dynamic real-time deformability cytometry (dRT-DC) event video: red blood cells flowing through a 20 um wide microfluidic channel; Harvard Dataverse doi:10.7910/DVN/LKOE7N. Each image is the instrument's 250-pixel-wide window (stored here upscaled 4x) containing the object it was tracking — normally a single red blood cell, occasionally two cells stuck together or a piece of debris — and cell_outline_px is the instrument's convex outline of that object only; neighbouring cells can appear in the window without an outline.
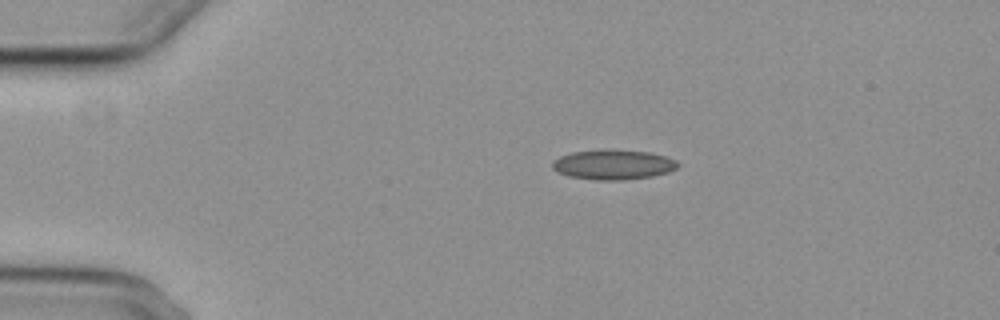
{"species": "common noctule bat (a hibernating species)", "species_latin": "Nyctalus noctula", "temperature_condition": "cold", "stored_images_in_passage": 3, "camera_frame_rate_fps": 3000, "um_per_image_px": 0.085, "animal": {"sex": "female", "body_mass_g": 29.2, "forearm_length_mm": 56.3}, "frame": {"image": 1, "passage_image": 2, "time_ms": 2.0, "image_size_px": [1000, 320], "cell_outline_px": [[680, 164], [676, 168], [668, 172], [652, 176], [620, 180], [596, 180], [568, 176], [556, 172], [552, 168], [552, 160], [560, 156], [572, 152], [648, 152], [664, 156], [676, 160]], "centroid_in_image_um": [52.1, 14.04], "position_along_channel_um": 32.9, "area_um2": 20.98}}